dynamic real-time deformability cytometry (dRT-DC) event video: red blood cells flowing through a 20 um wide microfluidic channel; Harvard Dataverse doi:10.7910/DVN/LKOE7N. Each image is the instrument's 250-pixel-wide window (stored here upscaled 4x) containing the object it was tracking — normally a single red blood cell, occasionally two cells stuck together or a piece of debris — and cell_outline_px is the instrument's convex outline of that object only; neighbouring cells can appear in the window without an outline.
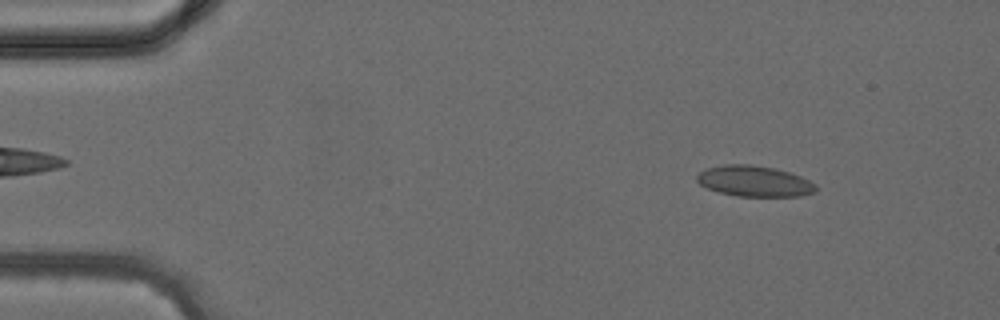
{"species": "common noctule bat (a hibernating species)", "species_latin": "Nyctalus noctula", "temperature_condition": "cold", "stored_images_in_passage": 39, "camera_frame_rate_fps": 3000, "um_per_image_px": 0.085, "animal": {"sex": "female", "body_mass_g": 24.6, "forearm_length_mm": 56.2}, "frame": {"image": 1, "passage_image": 4, "time_ms": 1.0, "image_size_px": [1000, 320], "cell_outline_px": [[816, 192], [800, 196], [736, 196], [720, 192], [708, 188], [700, 184], [696, 180], [696, 176], [700, 172], [708, 168], [724, 164], [748, 164], [772, 168], [788, 172], [800, 176], [816, 184]], "centroid_in_image_um": [64.12, 15.4], "position_along_channel_um": 20.9, "area_um2": 21.15}}
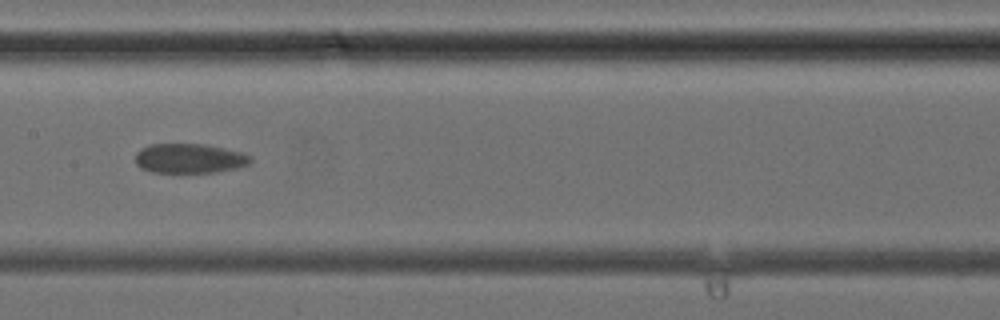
{"frame": {"image": 2, "passage_image": 19, "time_ms": 6.0, "image_size_px": [1000, 320], "cell_outline_px": [[252, 160], [248, 164], [236, 168], [216, 172], [152, 172], [140, 168], [136, 164], [136, 152], [140, 148], [148, 144], [204, 144], [224, 148], [240, 152], [252, 156]], "centroid_in_image_um": [16.08, 13.46], "position_along_channel_um": 191.3, "area_um2": 19.88}}
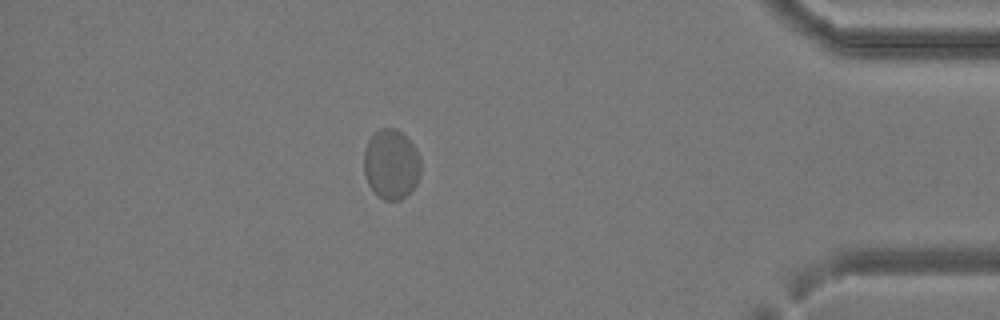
{"frame": {"image": 3, "passage_image": 34, "time_ms": 11.0, "image_size_px": [1000, 320], "cell_outline_px": [[420, 176], [416, 184], [400, 200], [384, 200], [368, 184], [364, 172], [364, 148], [368, 140], [380, 128], [396, 128], [416, 148], [420, 156]], "centroid_in_image_um": [33.25, 13.94], "position_along_channel_um": 402.0, "area_um2": 22.95}}